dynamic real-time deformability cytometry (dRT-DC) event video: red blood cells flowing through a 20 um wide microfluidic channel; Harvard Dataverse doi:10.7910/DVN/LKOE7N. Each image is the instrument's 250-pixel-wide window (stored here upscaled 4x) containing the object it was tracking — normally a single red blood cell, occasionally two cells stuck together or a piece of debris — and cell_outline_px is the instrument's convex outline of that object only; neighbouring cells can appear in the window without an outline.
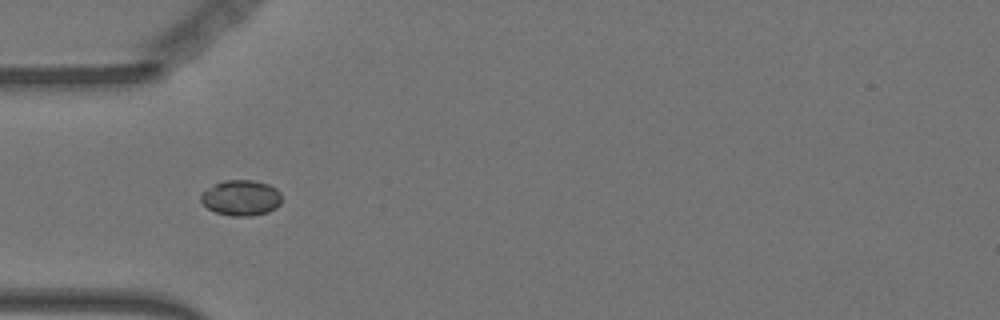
{"species": "Egyptian fruit bat (a non-hibernating species)", "species_latin": "Rousettus aegyptiacus", "temperature_condition": "warm", "stored_images_in_passage": 40, "camera_frame_rate_fps": 3000, "um_per_image_px": 0.085, "animal": {"sex": "female"}, "frame": {"image": 1, "passage_image": 1, "time_ms": 0.0, "image_size_px": [1000, 320], "cell_outline_px": [[280, 204], [276, 208], [268, 212], [252, 216], [232, 216], [216, 212], [208, 208], [200, 200], [200, 192], [224, 180], [252, 180], [268, 184], [276, 188], [280, 192]], "centroid_in_image_um": [20.49, 16.82], "position_along_channel_um": 64.5, "area_um2": 16.76}}
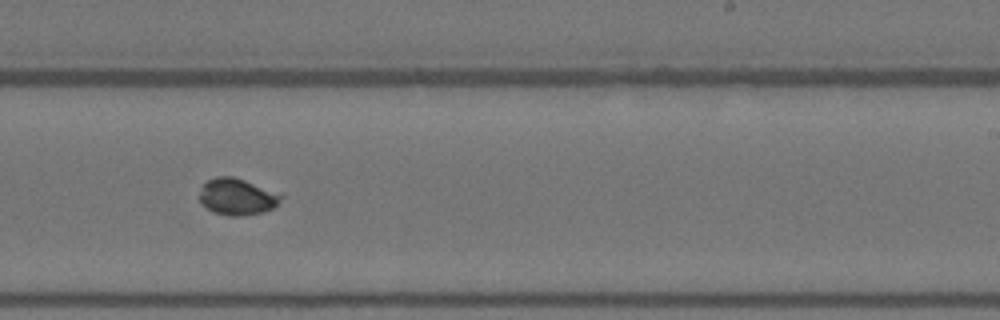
{"frame": {"image": 2, "passage_image": 18, "time_ms": 5.667, "image_size_px": [1000, 320], "cell_outline_px": [[284, 196], [272, 208], [264, 212], [240, 216], [232, 216], [212, 212], [200, 200], [200, 192], [204, 184], [208, 180], [216, 176], [232, 176], [244, 180]], "centroid_in_image_um": [20.13, 16.73], "position_along_channel_um": 268.9, "area_um2": 16.94}}
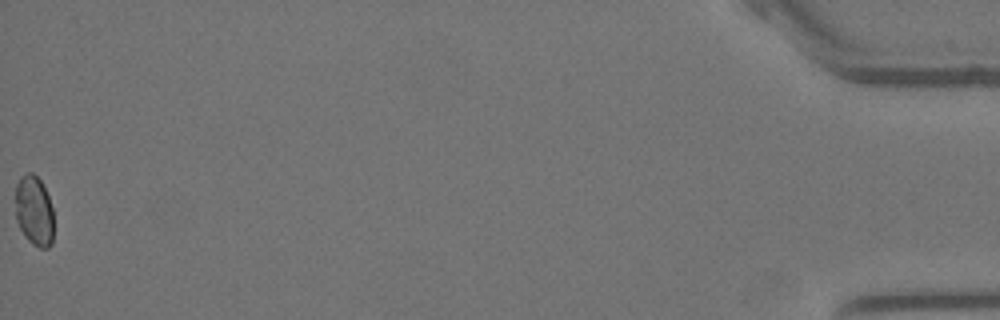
{"frame": {"image": 3, "passage_image": 40, "time_ms": 13.0, "image_size_px": [1000, 320], "cell_outline_px": [[52, 244], [48, 248], [40, 248], [32, 244], [28, 240], [20, 228], [16, 220], [16, 184], [20, 176], [28, 172], [32, 172], [40, 180], [48, 196], [52, 208]], "centroid_in_image_um": [2.89, 17.92], "position_along_channel_um": 432.3, "area_um2": 15.55}, "authors_computed_cell_mechanics": {"area_um2": 16.5886, "velocity_mm_per_s": 3.6124, "shape_relaxation_time_tau1_ms": null, "shape_relaxation_time_tau2_ms": 1.3538, "deformation_change_tau1": null, "deformation_change_tau2": 0.0282}}